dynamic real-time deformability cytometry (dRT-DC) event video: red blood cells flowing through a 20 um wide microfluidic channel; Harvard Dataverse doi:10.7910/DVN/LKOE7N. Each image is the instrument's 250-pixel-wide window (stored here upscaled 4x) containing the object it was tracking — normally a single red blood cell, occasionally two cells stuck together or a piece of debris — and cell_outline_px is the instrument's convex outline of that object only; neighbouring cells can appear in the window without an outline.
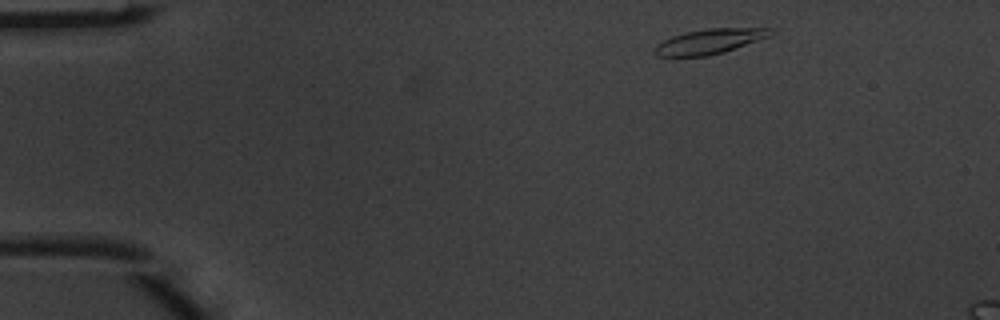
{"species": "common noctule bat (a hibernating species)", "species_latin": "Nyctalus noctula", "temperature_condition": "warm", "stored_images_in_passage": 3, "camera_frame_rate_fps": 3000, "um_per_image_px": 0.085, "animal": {"sex": "male", "body_mass_g": 20.1, "forearm_length_mm": 53.5}, "frame": {"image": 1, "passage_image": 1, "time_ms": 0.0, "image_size_px": [1000, 320], "cell_outline_px": [[772, 32], [768, 36], [724, 52], [708, 56], [656, 56], [652, 52], [652, 48], [656, 44], [672, 36], [688, 32], [708, 28], [772, 28]], "centroid_in_image_um": [60.23, 3.53], "position_along_channel_um": 24.8, "area_um2": 16.65}}